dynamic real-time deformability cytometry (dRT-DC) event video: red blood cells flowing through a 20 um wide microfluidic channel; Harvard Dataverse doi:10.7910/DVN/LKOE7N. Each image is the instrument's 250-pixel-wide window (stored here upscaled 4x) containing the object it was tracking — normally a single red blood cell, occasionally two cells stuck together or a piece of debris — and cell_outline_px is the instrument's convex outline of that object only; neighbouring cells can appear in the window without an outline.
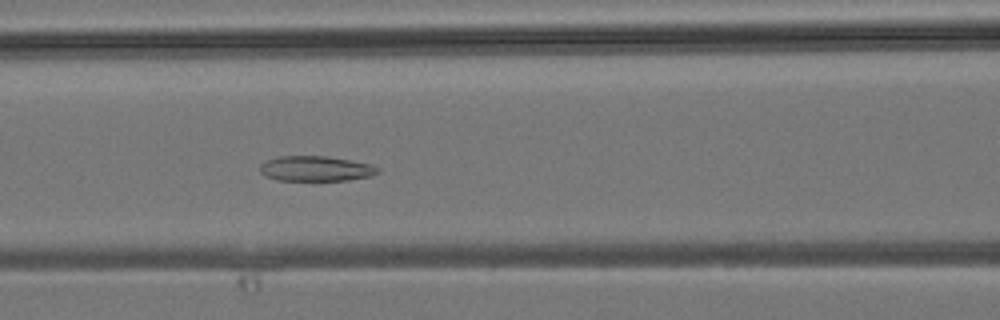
{"species": "common noctule bat (a hibernating species)", "species_latin": "Nyctalus noctula", "temperature_condition": "room temperature", "stored_images_in_passage": 34, "camera_frame_rate_fps": 3000, "um_per_image_px": 0.085, "animal": {"sex": "male", "body_mass_g": 19.2, "forearm_length_mm": 51.8}, "frame": {"image": 1, "passage_image": 10, "time_ms": 3.0, "image_size_px": [1000, 320], "cell_outline_px": [[380, 172], [372, 176], [348, 180], [276, 180], [264, 176], [260, 172], [260, 164], [268, 160], [280, 156], [328, 156], [352, 160], [372, 164], [380, 168]], "centroid_in_image_um": [26.88, 14.33], "position_along_channel_um": 139.7, "area_um2": 17.46}}
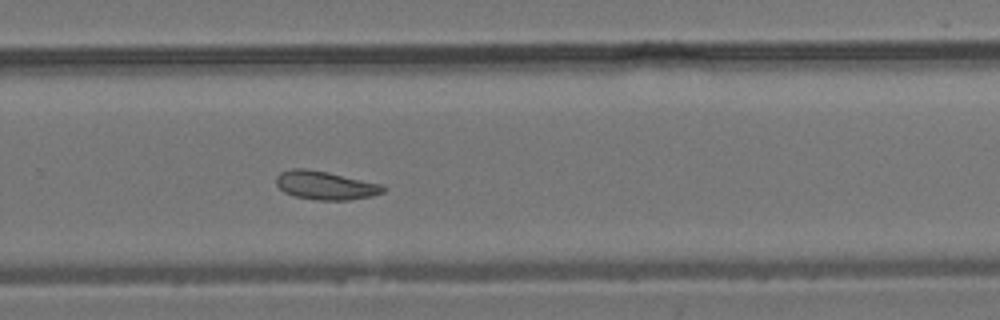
{"frame": {"image": 2, "passage_image": 20, "time_ms": 6.333, "image_size_px": [1000, 320], "cell_outline_px": [[388, 188], [384, 192], [372, 196], [348, 200], [316, 200], [296, 196], [284, 192], [276, 184], [276, 176], [280, 172], [292, 168], [308, 168], [328, 172], [384, 184]], "centroid_in_image_um": [27.7, 15.74], "position_along_channel_um": 302.1, "area_um2": 18.03}}
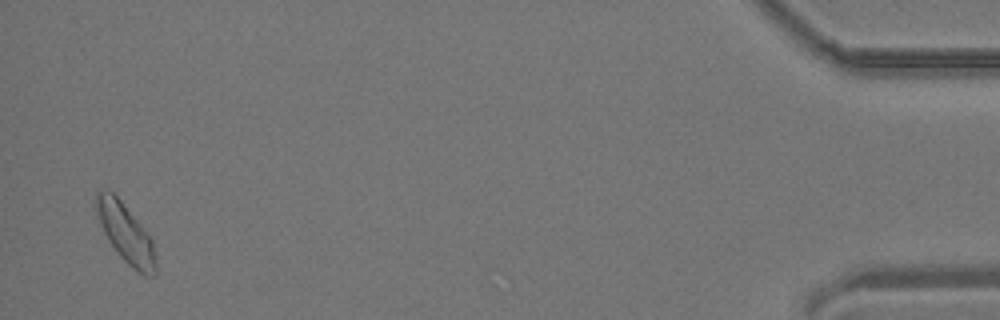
{"frame": {"image": 3, "passage_image": 33, "time_ms": 10.667, "image_size_px": [1000, 320], "cell_outline_px": [[156, 276], [144, 276], [136, 272], [120, 256], [108, 240], [100, 224], [96, 208], [96, 192], [112, 192], [120, 200], [152, 240], [156, 264]], "centroid_in_image_um": [10.7, 19.91], "position_along_channel_um": 424.5, "area_um2": 19.77}}